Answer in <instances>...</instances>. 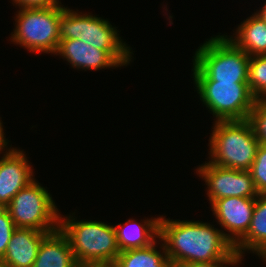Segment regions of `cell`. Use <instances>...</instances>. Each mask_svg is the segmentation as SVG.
<instances>
[{"label":"cell","mask_w":266,"mask_h":267,"mask_svg":"<svg viewBox=\"0 0 266 267\" xmlns=\"http://www.w3.org/2000/svg\"><path fill=\"white\" fill-rule=\"evenodd\" d=\"M208 223L169 220L160 216L159 239L172 264L196 262H240L233 244Z\"/></svg>","instance_id":"obj_1"},{"label":"cell","mask_w":266,"mask_h":267,"mask_svg":"<svg viewBox=\"0 0 266 267\" xmlns=\"http://www.w3.org/2000/svg\"><path fill=\"white\" fill-rule=\"evenodd\" d=\"M226 36L211 37L198 47L193 57L194 80L248 82L250 56Z\"/></svg>","instance_id":"obj_2"},{"label":"cell","mask_w":266,"mask_h":267,"mask_svg":"<svg viewBox=\"0 0 266 267\" xmlns=\"http://www.w3.org/2000/svg\"><path fill=\"white\" fill-rule=\"evenodd\" d=\"M66 218L60 216L59 228L68 238L76 262L113 265L121 252L114 226L99 221H77L72 216Z\"/></svg>","instance_id":"obj_3"},{"label":"cell","mask_w":266,"mask_h":267,"mask_svg":"<svg viewBox=\"0 0 266 267\" xmlns=\"http://www.w3.org/2000/svg\"><path fill=\"white\" fill-rule=\"evenodd\" d=\"M209 139L210 163L223 168L249 171L260 144L250 121H215Z\"/></svg>","instance_id":"obj_4"},{"label":"cell","mask_w":266,"mask_h":267,"mask_svg":"<svg viewBox=\"0 0 266 267\" xmlns=\"http://www.w3.org/2000/svg\"><path fill=\"white\" fill-rule=\"evenodd\" d=\"M23 8L16 14V27L11 42L35 53H55L59 37V20L63 7Z\"/></svg>","instance_id":"obj_5"},{"label":"cell","mask_w":266,"mask_h":267,"mask_svg":"<svg viewBox=\"0 0 266 267\" xmlns=\"http://www.w3.org/2000/svg\"><path fill=\"white\" fill-rule=\"evenodd\" d=\"M16 228L41 232L59 229L60 213L50 193L35 179L22 188L6 206Z\"/></svg>","instance_id":"obj_6"},{"label":"cell","mask_w":266,"mask_h":267,"mask_svg":"<svg viewBox=\"0 0 266 267\" xmlns=\"http://www.w3.org/2000/svg\"><path fill=\"white\" fill-rule=\"evenodd\" d=\"M200 100L216 117V121L247 120L256 98L248 82L194 80Z\"/></svg>","instance_id":"obj_7"},{"label":"cell","mask_w":266,"mask_h":267,"mask_svg":"<svg viewBox=\"0 0 266 267\" xmlns=\"http://www.w3.org/2000/svg\"><path fill=\"white\" fill-rule=\"evenodd\" d=\"M118 35L109 21L93 14H78L67 7L60 14V40L80 39L104 51H131Z\"/></svg>","instance_id":"obj_8"},{"label":"cell","mask_w":266,"mask_h":267,"mask_svg":"<svg viewBox=\"0 0 266 267\" xmlns=\"http://www.w3.org/2000/svg\"><path fill=\"white\" fill-rule=\"evenodd\" d=\"M208 186L207 195L212 204L225 197L257 198L253 179L249 171L219 167L210 162L196 169Z\"/></svg>","instance_id":"obj_9"},{"label":"cell","mask_w":266,"mask_h":267,"mask_svg":"<svg viewBox=\"0 0 266 267\" xmlns=\"http://www.w3.org/2000/svg\"><path fill=\"white\" fill-rule=\"evenodd\" d=\"M55 54L67 59L73 68L82 70L127 66L132 59L130 51H104L80 39L60 40Z\"/></svg>","instance_id":"obj_10"},{"label":"cell","mask_w":266,"mask_h":267,"mask_svg":"<svg viewBox=\"0 0 266 267\" xmlns=\"http://www.w3.org/2000/svg\"><path fill=\"white\" fill-rule=\"evenodd\" d=\"M255 203L256 198L225 197L211 204L213 215L221 227L230 232L226 238L233 246L247 234Z\"/></svg>","instance_id":"obj_11"},{"label":"cell","mask_w":266,"mask_h":267,"mask_svg":"<svg viewBox=\"0 0 266 267\" xmlns=\"http://www.w3.org/2000/svg\"><path fill=\"white\" fill-rule=\"evenodd\" d=\"M7 150L0 159V207H6L22 188L34 180L26 154L16 148Z\"/></svg>","instance_id":"obj_12"},{"label":"cell","mask_w":266,"mask_h":267,"mask_svg":"<svg viewBox=\"0 0 266 267\" xmlns=\"http://www.w3.org/2000/svg\"><path fill=\"white\" fill-rule=\"evenodd\" d=\"M50 232L16 228L1 259L8 267H32L42 239Z\"/></svg>","instance_id":"obj_13"},{"label":"cell","mask_w":266,"mask_h":267,"mask_svg":"<svg viewBox=\"0 0 266 267\" xmlns=\"http://www.w3.org/2000/svg\"><path fill=\"white\" fill-rule=\"evenodd\" d=\"M77 264L69 240L59 228L42 239L32 267H76Z\"/></svg>","instance_id":"obj_14"},{"label":"cell","mask_w":266,"mask_h":267,"mask_svg":"<svg viewBox=\"0 0 266 267\" xmlns=\"http://www.w3.org/2000/svg\"><path fill=\"white\" fill-rule=\"evenodd\" d=\"M240 261L250 250L266 261V194H258L247 234L234 246Z\"/></svg>","instance_id":"obj_15"},{"label":"cell","mask_w":266,"mask_h":267,"mask_svg":"<svg viewBox=\"0 0 266 267\" xmlns=\"http://www.w3.org/2000/svg\"><path fill=\"white\" fill-rule=\"evenodd\" d=\"M160 217L146 219L142 223H137L134 219H129L125 224L115 225L117 243L120 251L129 249L144 248L154 243L159 238Z\"/></svg>","instance_id":"obj_16"},{"label":"cell","mask_w":266,"mask_h":267,"mask_svg":"<svg viewBox=\"0 0 266 267\" xmlns=\"http://www.w3.org/2000/svg\"><path fill=\"white\" fill-rule=\"evenodd\" d=\"M229 39L250 57L266 55V22L256 13L238 26Z\"/></svg>","instance_id":"obj_17"},{"label":"cell","mask_w":266,"mask_h":267,"mask_svg":"<svg viewBox=\"0 0 266 267\" xmlns=\"http://www.w3.org/2000/svg\"><path fill=\"white\" fill-rule=\"evenodd\" d=\"M156 241L148 247L129 249L120 252L113 267H172V262L166 254L164 244L158 251Z\"/></svg>","instance_id":"obj_18"},{"label":"cell","mask_w":266,"mask_h":267,"mask_svg":"<svg viewBox=\"0 0 266 267\" xmlns=\"http://www.w3.org/2000/svg\"><path fill=\"white\" fill-rule=\"evenodd\" d=\"M248 84L257 100H266V55L250 57Z\"/></svg>","instance_id":"obj_19"},{"label":"cell","mask_w":266,"mask_h":267,"mask_svg":"<svg viewBox=\"0 0 266 267\" xmlns=\"http://www.w3.org/2000/svg\"><path fill=\"white\" fill-rule=\"evenodd\" d=\"M258 194H266V145L259 144L255 160L249 169Z\"/></svg>","instance_id":"obj_20"},{"label":"cell","mask_w":266,"mask_h":267,"mask_svg":"<svg viewBox=\"0 0 266 267\" xmlns=\"http://www.w3.org/2000/svg\"><path fill=\"white\" fill-rule=\"evenodd\" d=\"M248 120L259 142L266 145V100H256Z\"/></svg>","instance_id":"obj_21"},{"label":"cell","mask_w":266,"mask_h":267,"mask_svg":"<svg viewBox=\"0 0 266 267\" xmlns=\"http://www.w3.org/2000/svg\"><path fill=\"white\" fill-rule=\"evenodd\" d=\"M16 229L6 207H0V260L5 255L7 245Z\"/></svg>","instance_id":"obj_22"},{"label":"cell","mask_w":266,"mask_h":267,"mask_svg":"<svg viewBox=\"0 0 266 267\" xmlns=\"http://www.w3.org/2000/svg\"><path fill=\"white\" fill-rule=\"evenodd\" d=\"M20 9L23 8H48L57 6L60 2L56 0H12Z\"/></svg>","instance_id":"obj_23"},{"label":"cell","mask_w":266,"mask_h":267,"mask_svg":"<svg viewBox=\"0 0 266 267\" xmlns=\"http://www.w3.org/2000/svg\"><path fill=\"white\" fill-rule=\"evenodd\" d=\"M239 262H196V263H178L172 264V267H227L235 266ZM225 264V266H224ZM227 265V266H226Z\"/></svg>","instance_id":"obj_24"},{"label":"cell","mask_w":266,"mask_h":267,"mask_svg":"<svg viewBox=\"0 0 266 267\" xmlns=\"http://www.w3.org/2000/svg\"><path fill=\"white\" fill-rule=\"evenodd\" d=\"M2 127H3L2 122L0 120V150L6 148V145L8 144L7 139H5L4 137V132Z\"/></svg>","instance_id":"obj_25"},{"label":"cell","mask_w":266,"mask_h":267,"mask_svg":"<svg viewBox=\"0 0 266 267\" xmlns=\"http://www.w3.org/2000/svg\"><path fill=\"white\" fill-rule=\"evenodd\" d=\"M76 267H113L109 264H77Z\"/></svg>","instance_id":"obj_26"},{"label":"cell","mask_w":266,"mask_h":267,"mask_svg":"<svg viewBox=\"0 0 266 267\" xmlns=\"http://www.w3.org/2000/svg\"><path fill=\"white\" fill-rule=\"evenodd\" d=\"M256 14H258L266 22V2L262 7V10L258 11Z\"/></svg>","instance_id":"obj_27"},{"label":"cell","mask_w":266,"mask_h":267,"mask_svg":"<svg viewBox=\"0 0 266 267\" xmlns=\"http://www.w3.org/2000/svg\"><path fill=\"white\" fill-rule=\"evenodd\" d=\"M0 267H8L4 262L0 260Z\"/></svg>","instance_id":"obj_28"}]
</instances>
